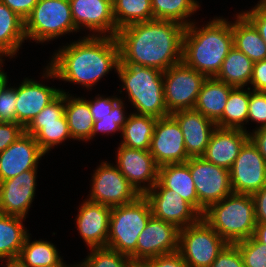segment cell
Segmentation results:
<instances>
[{
    "mask_svg": "<svg viewBox=\"0 0 266 267\" xmlns=\"http://www.w3.org/2000/svg\"><path fill=\"white\" fill-rule=\"evenodd\" d=\"M24 40L25 20L0 2V54L15 57Z\"/></svg>",
    "mask_w": 266,
    "mask_h": 267,
    "instance_id": "obj_29",
    "label": "cell"
},
{
    "mask_svg": "<svg viewBox=\"0 0 266 267\" xmlns=\"http://www.w3.org/2000/svg\"><path fill=\"white\" fill-rule=\"evenodd\" d=\"M250 84L253 87L251 90L266 92V59L253 64Z\"/></svg>",
    "mask_w": 266,
    "mask_h": 267,
    "instance_id": "obj_47",
    "label": "cell"
},
{
    "mask_svg": "<svg viewBox=\"0 0 266 267\" xmlns=\"http://www.w3.org/2000/svg\"><path fill=\"white\" fill-rule=\"evenodd\" d=\"M26 218L0 213V262L17 260L26 236L29 234L23 220Z\"/></svg>",
    "mask_w": 266,
    "mask_h": 267,
    "instance_id": "obj_28",
    "label": "cell"
},
{
    "mask_svg": "<svg viewBox=\"0 0 266 267\" xmlns=\"http://www.w3.org/2000/svg\"><path fill=\"white\" fill-rule=\"evenodd\" d=\"M25 132L19 123L0 122V153L14 143Z\"/></svg>",
    "mask_w": 266,
    "mask_h": 267,
    "instance_id": "obj_44",
    "label": "cell"
},
{
    "mask_svg": "<svg viewBox=\"0 0 266 267\" xmlns=\"http://www.w3.org/2000/svg\"><path fill=\"white\" fill-rule=\"evenodd\" d=\"M22 19H26L32 12L39 0H0Z\"/></svg>",
    "mask_w": 266,
    "mask_h": 267,
    "instance_id": "obj_48",
    "label": "cell"
},
{
    "mask_svg": "<svg viewBox=\"0 0 266 267\" xmlns=\"http://www.w3.org/2000/svg\"><path fill=\"white\" fill-rule=\"evenodd\" d=\"M69 2L72 19L78 32L83 27L82 29L93 31V36L116 37L112 0H69Z\"/></svg>",
    "mask_w": 266,
    "mask_h": 267,
    "instance_id": "obj_18",
    "label": "cell"
},
{
    "mask_svg": "<svg viewBox=\"0 0 266 267\" xmlns=\"http://www.w3.org/2000/svg\"><path fill=\"white\" fill-rule=\"evenodd\" d=\"M6 82H8V76H7V74L4 72V70L2 69V70L0 71V90H1L2 86H3Z\"/></svg>",
    "mask_w": 266,
    "mask_h": 267,
    "instance_id": "obj_52",
    "label": "cell"
},
{
    "mask_svg": "<svg viewBox=\"0 0 266 267\" xmlns=\"http://www.w3.org/2000/svg\"><path fill=\"white\" fill-rule=\"evenodd\" d=\"M30 235L26 236L17 259L24 267L69 266L62 261L63 259L53 243L42 239L32 242Z\"/></svg>",
    "mask_w": 266,
    "mask_h": 267,
    "instance_id": "obj_31",
    "label": "cell"
},
{
    "mask_svg": "<svg viewBox=\"0 0 266 267\" xmlns=\"http://www.w3.org/2000/svg\"><path fill=\"white\" fill-rule=\"evenodd\" d=\"M61 92L66 93L65 116L72 139L91 140L94 119L89 109V102L86 98L72 97L65 90Z\"/></svg>",
    "mask_w": 266,
    "mask_h": 267,
    "instance_id": "obj_30",
    "label": "cell"
},
{
    "mask_svg": "<svg viewBox=\"0 0 266 267\" xmlns=\"http://www.w3.org/2000/svg\"><path fill=\"white\" fill-rule=\"evenodd\" d=\"M149 151L158 167L184 163L190 158L180 125L171 114L157 119Z\"/></svg>",
    "mask_w": 266,
    "mask_h": 267,
    "instance_id": "obj_16",
    "label": "cell"
},
{
    "mask_svg": "<svg viewBox=\"0 0 266 267\" xmlns=\"http://www.w3.org/2000/svg\"><path fill=\"white\" fill-rule=\"evenodd\" d=\"M202 218L229 244L252 237L257 224L252 195L234 192L211 204Z\"/></svg>",
    "mask_w": 266,
    "mask_h": 267,
    "instance_id": "obj_4",
    "label": "cell"
},
{
    "mask_svg": "<svg viewBox=\"0 0 266 267\" xmlns=\"http://www.w3.org/2000/svg\"><path fill=\"white\" fill-rule=\"evenodd\" d=\"M180 229L153 215L137 239L136 250L130 255L133 261H146L160 255L178 252Z\"/></svg>",
    "mask_w": 266,
    "mask_h": 267,
    "instance_id": "obj_15",
    "label": "cell"
},
{
    "mask_svg": "<svg viewBox=\"0 0 266 267\" xmlns=\"http://www.w3.org/2000/svg\"><path fill=\"white\" fill-rule=\"evenodd\" d=\"M55 267H76V264H74L73 266H55Z\"/></svg>",
    "mask_w": 266,
    "mask_h": 267,
    "instance_id": "obj_57",
    "label": "cell"
},
{
    "mask_svg": "<svg viewBox=\"0 0 266 267\" xmlns=\"http://www.w3.org/2000/svg\"><path fill=\"white\" fill-rule=\"evenodd\" d=\"M151 7L154 19L179 22L185 27L193 22L188 17L200 8L197 0H151Z\"/></svg>",
    "mask_w": 266,
    "mask_h": 267,
    "instance_id": "obj_36",
    "label": "cell"
},
{
    "mask_svg": "<svg viewBox=\"0 0 266 267\" xmlns=\"http://www.w3.org/2000/svg\"><path fill=\"white\" fill-rule=\"evenodd\" d=\"M255 6L261 7V8H266V0L258 1V3Z\"/></svg>",
    "mask_w": 266,
    "mask_h": 267,
    "instance_id": "obj_55",
    "label": "cell"
},
{
    "mask_svg": "<svg viewBox=\"0 0 266 267\" xmlns=\"http://www.w3.org/2000/svg\"><path fill=\"white\" fill-rule=\"evenodd\" d=\"M126 90L129 102L140 115L161 118L170 115L165 104L163 72L154 68L123 64L119 61L117 70Z\"/></svg>",
    "mask_w": 266,
    "mask_h": 267,
    "instance_id": "obj_5",
    "label": "cell"
},
{
    "mask_svg": "<svg viewBox=\"0 0 266 267\" xmlns=\"http://www.w3.org/2000/svg\"><path fill=\"white\" fill-rule=\"evenodd\" d=\"M75 28L69 0H39L25 19V35L36 43L49 42Z\"/></svg>",
    "mask_w": 266,
    "mask_h": 267,
    "instance_id": "obj_7",
    "label": "cell"
},
{
    "mask_svg": "<svg viewBox=\"0 0 266 267\" xmlns=\"http://www.w3.org/2000/svg\"><path fill=\"white\" fill-rule=\"evenodd\" d=\"M88 256L76 267H132L130 256L107 247L92 248Z\"/></svg>",
    "mask_w": 266,
    "mask_h": 267,
    "instance_id": "obj_37",
    "label": "cell"
},
{
    "mask_svg": "<svg viewBox=\"0 0 266 267\" xmlns=\"http://www.w3.org/2000/svg\"><path fill=\"white\" fill-rule=\"evenodd\" d=\"M158 181L166 189L177 192L198 211V196L186 162L158 167Z\"/></svg>",
    "mask_w": 266,
    "mask_h": 267,
    "instance_id": "obj_26",
    "label": "cell"
},
{
    "mask_svg": "<svg viewBox=\"0 0 266 267\" xmlns=\"http://www.w3.org/2000/svg\"><path fill=\"white\" fill-rule=\"evenodd\" d=\"M88 201L110 207L135 201L140 194L129 183L116 165L101 162L92 176Z\"/></svg>",
    "mask_w": 266,
    "mask_h": 267,
    "instance_id": "obj_12",
    "label": "cell"
},
{
    "mask_svg": "<svg viewBox=\"0 0 266 267\" xmlns=\"http://www.w3.org/2000/svg\"><path fill=\"white\" fill-rule=\"evenodd\" d=\"M233 88L215 77L206 78L194 109L216 123L223 115L228 96Z\"/></svg>",
    "mask_w": 266,
    "mask_h": 267,
    "instance_id": "obj_25",
    "label": "cell"
},
{
    "mask_svg": "<svg viewBox=\"0 0 266 267\" xmlns=\"http://www.w3.org/2000/svg\"><path fill=\"white\" fill-rule=\"evenodd\" d=\"M6 82L0 90V122L16 123V87H8Z\"/></svg>",
    "mask_w": 266,
    "mask_h": 267,
    "instance_id": "obj_40",
    "label": "cell"
},
{
    "mask_svg": "<svg viewBox=\"0 0 266 267\" xmlns=\"http://www.w3.org/2000/svg\"><path fill=\"white\" fill-rule=\"evenodd\" d=\"M249 139L248 131L216 127L202 157L219 167L230 170L241 148Z\"/></svg>",
    "mask_w": 266,
    "mask_h": 267,
    "instance_id": "obj_24",
    "label": "cell"
},
{
    "mask_svg": "<svg viewBox=\"0 0 266 267\" xmlns=\"http://www.w3.org/2000/svg\"><path fill=\"white\" fill-rule=\"evenodd\" d=\"M151 216V208L144 195L131 203L112 207L106 247L130 256L136 250L137 239Z\"/></svg>",
    "mask_w": 266,
    "mask_h": 267,
    "instance_id": "obj_6",
    "label": "cell"
},
{
    "mask_svg": "<svg viewBox=\"0 0 266 267\" xmlns=\"http://www.w3.org/2000/svg\"><path fill=\"white\" fill-rule=\"evenodd\" d=\"M61 89L25 78L16 88V123L24 128L60 94Z\"/></svg>",
    "mask_w": 266,
    "mask_h": 267,
    "instance_id": "obj_21",
    "label": "cell"
},
{
    "mask_svg": "<svg viewBox=\"0 0 266 267\" xmlns=\"http://www.w3.org/2000/svg\"><path fill=\"white\" fill-rule=\"evenodd\" d=\"M253 64L254 62L243 52L233 47L215 78L233 87H244L252 79Z\"/></svg>",
    "mask_w": 266,
    "mask_h": 267,
    "instance_id": "obj_33",
    "label": "cell"
},
{
    "mask_svg": "<svg viewBox=\"0 0 266 267\" xmlns=\"http://www.w3.org/2000/svg\"><path fill=\"white\" fill-rule=\"evenodd\" d=\"M118 97H104L99 96L95 97L94 100H87L89 102V109L93 116L94 121H99L102 117L110 116L112 108L120 100Z\"/></svg>",
    "mask_w": 266,
    "mask_h": 267,
    "instance_id": "obj_43",
    "label": "cell"
},
{
    "mask_svg": "<svg viewBox=\"0 0 266 267\" xmlns=\"http://www.w3.org/2000/svg\"><path fill=\"white\" fill-rule=\"evenodd\" d=\"M124 103L120 99L112 108L110 116L102 117L99 121H94L91 139L99 132L103 134H112V132L120 131L127 121L128 116L124 112Z\"/></svg>",
    "mask_w": 266,
    "mask_h": 267,
    "instance_id": "obj_38",
    "label": "cell"
},
{
    "mask_svg": "<svg viewBox=\"0 0 266 267\" xmlns=\"http://www.w3.org/2000/svg\"><path fill=\"white\" fill-rule=\"evenodd\" d=\"M66 93H61L25 127V133L34 136L45 152L67 139H72L65 116Z\"/></svg>",
    "mask_w": 266,
    "mask_h": 267,
    "instance_id": "obj_11",
    "label": "cell"
},
{
    "mask_svg": "<svg viewBox=\"0 0 266 267\" xmlns=\"http://www.w3.org/2000/svg\"><path fill=\"white\" fill-rule=\"evenodd\" d=\"M111 209L110 206L87 199L79 207L76 227L90 249L106 247Z\"/></svg>",
    "mask_w": 266,
    "mask_h": 267,
    "instance_id": "obj_22",
    "label": "cell"
},
{
    "mask_svg": "<svg viewBox=\"0 0 266 267\" xmlns=\"http://www.w3.org/2000/svg\"><path fill=\"white\" fill-rule=\"evenodd\" d=\"M241 13L254 25L266 44V8L254 6L251 10Z\"/></svg>",
    "mask_w": 266,
    "mask_h": 267,
    "instance_id": "obj_45",
    "label": "cell"
},
{
    "mask_svg": "<svg viewBox=\"0 0 266 267\" xmlns=\"http://www.w3.org/2000/svg\"><path fill=\"white\" fill-rule=\"evenodd\" d=\"M232 22L233 46L254 63L266 59V44L254 25L240 12Z\"/></svg>",
    "mask_w": 266,
    "mask_h": 267,
    "instance_id": "obj_27",
    "label": "cell"
},
{
    "mask_svg": "<svg viewBox=\"0 0 266 267\" xmlns=\"http://www.w3.org/2000/svg\"><path fill=\"white\" fill-rule=\"evenodd\" d=\"M112 6L116 35L130 24L154 20L151 0H112Z\"/></svg>",
    "mask_w": 266,
    "mask_h": 267,
    "instance_id": "obj_35",
    "label": "cell"
},
{
    "mask_svg": "<svg viewBox=\"0 0 266 267\" xmlns=\"http://www.w3.org/2000/svg\"><path fill=\"white\" fill-rule=\"evenodd\" d=\"M5 267H24L19 261L12 260V261H5Z\"/></svg>",
    "mask_w": 266,
    "mask_h": 267,
    "instance_id": "obj_53",
    "label": "cell"
},
{
    "mask_svg": "<svg viewBox=\"0 0 266 267\" xmlns=\"http://www.w3.org/2000/svg\"><path fill=\"white\" fill-rule=\"evenodd\" d=\"M189 166L198 196V212L203 215L213 203L231 194L229 170L219 167L204 157H190Z\"/></svg>",
    "mask_w": 266,
    "mask_h": 267,
    "instance_id": "obj_10",
    "label": "cell"
},
{
    "mask_svg": "<svg viewBox=\"0 0 266 267\" xmlns=\"http://www.w3.org/2000/svg\"><path fill=\"white\" fill-rule=\"evenodd\" d=\"M37 169L0 182V213L26 218L35 197Z\"/></svg>",
    "mask_w": 266,
    "mask_h": 267,
    "instance_id": "obj_19",
    "label": "cell"
},
{
    "mask_svg": "<svg viewBox=\"0 0 266 267\" xmlns=\"http://www.w3.org/2000/svg\"><path fill=\"white\" fill-rule=\"evenodd\" d=\"M185 26L169 20H150L118 30L120 62L166 71L182 62Z\"/></svg>",
    "mask_w": 266,
    "mask_h": 267,
    "instance_id": "obj_1",
    "label": "cell"
},
{
    "mask_svg": "<svg viewBox=\"0 0 266 267\" xmlns=\"http://www.w3.org/2000/svg\"><path fill=\"white\" fill-rule=\"evenodd\" d=\"M179 123L189 157L204 155L216 123L195 109L176 111L171 114Z\"/></svg>",
    "mask_w": 266,
    "mask_h": 267,
    "instance_id": "obj_23",
    "label": "cell"
},
{
    "mask_svg": "<svg viewBox=\"0 0 266 267\" xmlns=\"http://www.w3.org/2000/svg\"><path fill=\"white\" fill-rule=\"evenodd\" d=\"M229 175L234 193L252 195L266 186V162L251 139L241 148L229 170Z\"/></svg>",
    "mask_w": 266,
    "mask_h": 267,
    "instance_id": "obj_14",
    "label": "cell"
},
{
    "mask_svg": "<svg viewBox=\"0 0 266 267\" xmlns=\"http://www.w3.org/2000/svg\"><path fill=\"white\" fill-rule=\"evenodd\" d=\"M2 56L3 55L0 54V71L2 70L1 69V67H2L1 65L3 64V61H5Z\"/></svg>",
    "mask_w": 266,
    "mask_h": 267,
    "instance_id": "obj_56",
    "label": "cell"
},
{
    "mask_svg": "<svg viewBox=\"0 0 266 267\" xmlns=\"http://www.w3.org/2000/svg\"><path fill=\"white\" fill-rule=\"evenodd\" d=\"M227 242L203 219L181 228L178 252L188 267H209Z\"/></svg>",
    "mask_w": 266,
    "mask_h": 267,
    "instance_id": "obj_8",
    "label": "cell"
},
{
    "mask_svg": "<svg viewBox=\"0 0 266 267\" xmlns=\"http://www.w3.org/2000/svg\"><path fill=\"white\" fill-rule=\"evenodd\" d=\"M56 51L43 78H57L88 90L109 71H116L120 61L118 41L110 36L89 34Z\"/></svg>",
    "mask_w": 266,
    "mask_h": 267,
    "instance_id": "obj_2",
    "label": "cell"
},
{
    "mask_svg": "<svg viewBox=\"0 0 266 267\" xmlns=\"http://www.w3.org/2000/svg\"><path fill=\"white\" fill-rule=\"evenodd\" d=\"M249 120L259 123L256 129L266 127V92L250 91L247 122Z\"/></svg>",
    "mask_w": 266,
    "mask_h": 267,
    "instance_id": "obj_41",
    "label": "cell"
},
{
    "mask_svg": "<svg viewBox=\"0 0 266 267\" xmlns=\"http://www.w3.org/2000/svg\"><path fill=\"white\" fill-rule=\"evenodd\" d=\"M145 262L150 267H188L179 252L153 257Z\"/></svg>",
    "mask_w": 266,
    "mask_h": 267,
    "instance_id": "obj_46",
    "label": "cell"
},
{
    "mask_svg": "<svg viewBox=\"0 0 266 267\" xmlns=\"http://www.w3.org/2000/svg\"><path fill=\"white\" fill-rule=\"evenodd\" d=\"M209 267H245L236 244L227 243Z\"/></svg>",
    "mask_w": 266,
    "mask_h": 267,
    "instance_id": "obj_42",
    "label": "cell"
},
{
    "mask_svg": "<svg viewBox=\"0 0 266 267\" xmlns=\"http://www.w3.org/2000/svg\"><path fill=\"white\" fill-rule=\"evenodd\" d=\"M152 215L179 229L197 223L202 215L177 192L166 189L159 181L144 194Z\"/></svg>",
    "mask_w": 266,
    "mask_h": 267,
    "instance_id": "obj_13",
    "label": "cell"
},
{
    "mask_svg": "<svg viewBox=\"0 0 266 267\" xmlns=\"http://www.w3.org/2000/svg\"><path fill=\"white\" fill-rule=\"evenodd\" d=\"M202 73L186 66L183 62L163 71V88L169 114L194 109L198 94L206 80Z\"/></svg>",
    "mask_w": 266,
    "mask_h": 267,
    "instance_id": "obj_9",
    "label": "cell"
},
{
    "mask_svg": "<svg viewBox=\"0 0 266 267\" xmlns=\"http://www.w3.org/2000/svg\"><path fill=\"white\" fill-rule=\"evenodd\" d=\"M216 17L203 27L195 21L183 35L182 62L207 78L216 77L233 46L232 23Z\"/></svg>",
    "mask_w": 266,
    "mask_h": 267,
    "instance_id": "obj_3",
    "label": "cell"
},
{
    "mask_svg": "<svg viewBox=\"0 0 266 267\" xmlns=\"http://www.w3.org/2000/svg\"><path fill=\"white\" fill-rule=\"evenodd\" d=\"M157 118L131 113L122 128L121 145L129 148L149 150L151 139L154 134V128Z\"/></svg>",
    "mask_w": 266,
    "mask_h": 267,
    "instance_id": "obj_32",
    "label": "cell"
},
{
    "mask_svg": "<svg viewBox=\"0 0 266 267\" xmlns=\"http://www.w3.org/2000/svg\"><path fill=\"white\" fill-rule=\"evenodd\" d=\"M245 267H266V245L254 236L236 243Z\"/></svg>",
    "mask_w": 266,
    "mask_h": 267,
    "instance_id": "obj_39",
    "label": "cell"
},
{
    "mask_svg": "<svg viewBox=\"0 0 266 267\" xmlns=\"http://www.w3.org/2000/svg\"><path fill=\"white\" fill-rule=\"evenodd\" d=\"M34 136L22 134L0 153V182L16 177L23 171L37 169L38 161L45 156Z\"/></svg>",
    "mask_w": 266,
    "mask_h": 267,
    "instance_id": "obj_20",
    "label": "cell"
},
{
    "mask_svg": "<svg viewBox=\"0 0 266 267\" xmlns=\"http://www.w3.org/2000/svg\"><path fill=\"white\" fill-rule=\"evenodd\" d=\"M260 243L266 245V223H257L253 235Z\"/></svg>",
    "mask_w": 266,
    "mask_h": 267,
    "instance_id": "obj_51",
    "label": "cell"
},
{
    "mask_svg": "<svg viewBox=\"0 0 266 267\" xmlns=\"http://www.w3.org/2000/svg\"><path fill=\"white\" fill-rule=\"evenodd\" d=\"M132 267H150L145 261H134Z\"/></svg>",
    "mask_w": 266,
    "mask_h": 267,
    "instance_id": "obj_54",
    "label": "cell"
},
{
    "mask_svg": "<svg viewBox=\"0 0 266 267\" xmlns=\"http://www.w3.org/2000/svg\"><path fill=\"white\" fill-rule=\"evenodd\" d=\"M253 130V132H249L250 139L258 147L266 162V127Z\"/></svg>",
    "mask_w": 266,
    "mask_h": 267,
    "instance_id": "obj_50",
    "label": "cell"
},
{
    "mask_svg": "<svg viewBox=\"0 0 266 267\" xmlns=\"http://www.w3.org/2000/svg\"><path fill=\"white\" fill-rule=\"evenodd\" d=\"M115 163L140 195H144L158 182V166L149 150L119 144Z\"/></svg>",
    "mask_w": 266,
    "mask_h": 267,
    "instance_id": "obj_17",
    "label": "cell"
},
{
    "mask_svg": "<svg viewBox=\"0 0 266 267\" xmlns=\"http://www.w3.org/2000/svg\"><path fill=\"white\" fill-rule=\"evenodd\" d=\"M250 90V87L247 90L244 87H234L230 91L223 115L216 122L217 127L247 131L244 124H247Z\"/></svg>",
    "mask_w": 266,
    "mask_h": 267,
    "instance_id": "obj_34",
    "label": "cell"
},
{
    "mask_svg": "<svg viewBox=\"0 0 266 267\" xmlns=\"http://www.w3.org/2000/svg\"><path fill=\"white\" fill-rule=\"evenodd\" d=\"M257 223H266V186L252 194Z\"/></svg>",
    "mask_w": 266,
    "mask_h": 267,
    "instance_id": "obj_49",
    "label": "cell"
}]
</instances>
